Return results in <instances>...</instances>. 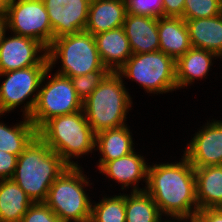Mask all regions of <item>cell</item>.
Masks as SVG:
<instances>
[{
	"label": "cell",
	"mask_w": 222,
	"mask_h": 222,
	"mask_svg": "<svg viewBox=\"0 0 222 222\" xmlns=\"http://www.w3.org/2000/svg\"><path fill=\"white\" fill-rule=\"evenodd\" d=\"M179 161L148 166L146 191L167 221L192 222L197 213L195 170L183 155Z\"/></svg>",
	"instance_id": "cell-1"
},
{
	"label": "cell",
	"mask_w": 222,
	"mask_h": 222,
	"mask_svg": "<svg viewBox=\"0 0 222 222\" xmlns=\"http://www.w3.org/2000/svg\"><path fill=\"white\" fill-rule=\"evenodd\" d=\"M68 165L38 135L18 156L11 178L32 200L45 202L54 181Z\"/></svg>",
	"instance_id": "cell-2"
},
{
	"label": "cell",
	"mask_w": 222,
	"mask_h": 222,
	"mask_svg": "<svg viewBox=\"0 0 222 222\" xmlns=\"http://www.w3.org/2000/svg\"><path fill=\"white\" fill-rule=\"evenodd\" d=\"M37 135L71 167L80 166L78 159L95 152L96 134L83 110L47 120Z\"/></svg>",
	"instance_id": "cell-3"
},
{
	"label": "cell",
	"mask_w": 222,
	"mask_h": 222,
	"mask_svg": "<svg viewBox=\"0 0 222 222\" xmlns=\"http://www.w3.org/2000/svg\"><path fill=\"white\" fill-rule=\"evenodd\" d=\"M125 83L117 72H109L83 101L86 120L95 134L126 125L133 98Z\"/></svg>",
	"instance_id": "cell-4"
},
{
	"label": "cell",
	"mask_w": 222,
	"mask_h": 222,
	"mask_svg": "<svg viewBox=\"0 0 222 222\" xmlns=\"http://www.w3.org/2000/svg\"><path fill=\"white\" fill-rule=\"evenodd\" d=\"M83 169L68 166L51 185L44 202L63 222H90L92 199L87 188L94 183Z\"/></svg>",
	"instance_id": "cell-5"
},
{
	"label": "cell",
	"mask_w": 222,
	"mask_h": 222,
	"mask_svg": "<svg viewBox=\"0 0 222 222\" xmlns=\"http://www.w3.org/2000/svg\"><path fill=\"white\" fill-rule=\"evenodd\" d=\"M47 57L51 71L69 78L107 70L98 53L94 36L86 31L54 39L47 49ZM58 62L61 66L58 70H52Z\"/></svg>",
	"instance_id": "cell-6"
},
{
	"label": "cell",
	"mask_w": 222,
	"mask_h": 222,
	"mask_svg": "<svg viewBox=\"0 0 222 222\" xmlns=\"http://www.w3.org/2000/svg\"><path fill=\"white\" fill-rule=\"evenodd\" d=\"M117 73L154 96L177 90L176 61L162 51L132 54Z\"/></svg>",
	"instance_id": "cell-7"
},
{
	"label": "cell",
	"mask_w": 222,
	"mask_h": 222,
	"mask_svg": "<svg viewBox=\"0 0 222 222\" xmlns=\"http://www.w3.org/2000/svg\"><path fill=\"white\" fill-rule=\"evenodd\" d=\"M80 110H83V102L77 96L71 79L51 72V68L48 67L41 81L38 98L29 117L30 121L38 130L53 117Z\"/></svg>",
	"instance_id": "cell-8"
},
{
	"label": "cell",
	"mask_w": 222,
	"mask_h": 222,
	"mask_svg": "<svg viewBox=\"0 0 222 222\" xmlns=\"http://www.w3.org/2000/svg\"><path fill=\"white\" fill-rule=\"evenodd\" d=\"M48 67L46 56L38 65L0 73V79L5 78L0 84V114H9L20 106L22 116L30 117Z\"/></svg>",
	"instance_id": "cell-9"
},
{
	"label": "cell",
	"mask_w": 222,
	"mask_h": 222,
	"mask_svg": "<svg viewBox=\"0 0 222 222\" xmlns=\"http://www.w3.org/2000/svg\"><path fill=\"white\" fill-rule=\"evenodd\" d=\"M3 9L8 31L32 38L48 49L53 41V32L42 0H10Z\"/></svg>",
	"instance_id": "cell-10"
},
{
	"label": "cell",
	"mask_w": 222,
	"mask_h": 222,
	"mask_svg": "<svg viewBox=\"0 0 222 222\" xmlns=\"http://www.w3.org/2000/svg\"><path fill=\"white\" fill-rule=\"evenodd\" d=\"M206 121L183 150L182 155L194 168L222 165V121L215 118Z\"/></svg>",
	"instance_id": "cell-11"
},
{
	"label": "cell",
	"mask_w": 222,
	"mask_h": 222,
	"mask_svg": "<svg viewBox=\"0 0 222 222\" xmlns=\"http://www.w3.org/2000/svg\"><path fill=\"white\" fill-rule=\"evenodd\" d=\"M9 33L0 43V73L38 65L47 56V49L40 42Z\"/></svg>",
	"instance_id": "cell-12"
},
{
	"label": "cell",
	"mask_w": 222,
	"mask_h": 222,
	"mask_svg": "<svg viewBox=\"0 0 222 222\" xmlns=\"http://www.w3.org/2000/svg\"><path fill=\"white\" fill-rule=\"evenodd\" d=\"M145 156L136 149L130 154L123 156L107 163H97L96 167L99 170L98 173L104 175L108 182L110 179L118 183L121 186V191H143L147 186L148 176V162L145 160ZM108 177V178H107ZM145 182L144 187L141 188L140 182ZM140 186V187H139Z\"/></svg>",
	"instance_id": "cell-13"
},
{
	"label": "cell",
	"mask_w": 222,
	"mask_h": 222,
	"mask_svg": "<svg viewBox=\"0 0 222 222\" xmlns=\"http://www.w3.org/2000/svg\"><path fill=\"white\" fill-rule=\"evenodd\" d=\"M47 10L53 40L85 31L91 0H42Z\"/></svg>",
	"instance_id": "cell-14"
},
{
	"label": "cell",
	"mask_w": 222,
	"mask_h": 222,
	"mask_svg": "<svg viewBox=\"0 0 222 222\" xmlns=\"http://www.w3.org/2000/svg\"><path fill=\"white\" fill-rule=\"evenodd\" d=\"M123 28L132 54L159 51L158 18L126 13Z\"/></svg>",
	"instance_id": "cell-15"
},
{
	"label": "cell",
	"mask_w": 222,
	"mask_h": 222,
	"mask_svg": "<svg viewBox=\"0 0 222 222\" xmlns=\"http://www.w3.org/2000/svg\"><path fill=\"white\" fill-rule=\"evenodd\" d=\"M216 59L219 61L221 58L204 49L191 47L176 61L177 90L193 85L195 80L207 79Z\"/></svg>",
	"instance_id": "cell-16"
},
{
	"label": "cell",
	"mask_w": 222,
	"mask_h": 222,
	"mask_svg": "<svg viewBox=\"0 0 222 222\" xmlns=\"http://www.w3.org/2000/svg\"><path fill=\"white\" fill-rule=\"evenodd\" d=\"M100 58L109 72H117L132 56L122 27L94 35Z\"/></svg>",
	"instance_id": "cell-17"
},
{
	"label": "cell",
	"mask_w": 222,
	"mask_h": 222,
	"mask_svg": "<svg viewBox=\"0 0 222 222\" xmlns=\"http://www.w3.org/2000/svg\"><path fill=\"white\" fill-rule=\"evenodd\" d=\"M125 16L124 0H91L85 31L94 36L122 27Z\"/></svg>",
	"instance_id": "cell-18"
},
{
	"label": "cell",
	"mask_w": 222,
	"mask_h": 222,
	"mask_svg": "<svg viewBox=\"0 0 222 222\" xmlns=\"http://www.w3.org/2000/svg\"><path fill=\"white\" fill-rule=\"evenodd\" d=\"M159 51L175 61L182 57L192 46L185 20L181 17L158 18Z\"/></svg>",
	"instance_id": "cell-19"
},
{
	"label": "cell",
	"mask_w": 222,
	"mask_h": 222,
	"mask_svg": "<svg viewBox=\"0 0 222 222\" xmlns=\"http://www.w3.org/2000/svg\"><path fill=\"white\" fill-rule=\"evenodd\" d=\"M191 46L212 52L222 61V13L208 18L185 20Z\"/></svg>",
	"instance_id": "cell-20"
},
{
	"label": "cell",
	"mask_w": 222,
	"mask_h": 222,
	"mask_svg": "<svg viewBox=\"0 0 222 222\" xmlns=\"http://www.w3.org/2000/svg\"><path fill=\"white\" fill-rule=\"evenodd\" d=\"M129 124L101 131L95 135V151L100 158L97 163H107L134 151L133 133Z\"/></svg>",
	"instance_id": "cell-21"
},
{
	"label": "cell",
	"mask_w": 222,
	"mask_h": 222,
	"mask_svg": "<svg viewBox=\"0 0 222 222\" xmlns=\"http://www.w3.org/2000/svg\"><path fill=\"white\" fill-rule=\"evenodd\" d=\"M194 170L198 209L222 208V165Z\"/></svg>",
	"instance_id": "cell-22"
},
{
	"label": "cell",
	"mask_w": 222,
	"mask_h": 222,
	"mask_svg": "<svg viewBox=\"0 0 222 222\" xmlns=\"http://www.w3.org/2000/svg\"><path fill=\"white\" fill-rule=\"evenodd\" d=\"M32 204L25 191L12 179L0 180V222H21Z\"/></svg>",
	"instance_id": "cell-23"
},
{
	"label": "cell",
	"mask_w": 222,
	"mask_h": 222,
	"mask_svg": "<svg viewBox=\"0 0 222 222\" xmlns=\"http://www.w3.org/2000/svg\"><path fill=\"white\" fill-rule=\"evenodd\" d=\"M6 114H0L5 116ZM19 122L8 126L0 119V150L19 156L37 136V129L29 117L22 116Z\"/></svg>",
	"instance_id": "cell-24"
},
{
	"label": "cell",
	"mask_w": 222,
	"mask_h": 222,
	"mask_svg": "<svg viewBox=\"0 0 222 222\" xmlns=\"http://www.w3.org/2000/svg\"><path fill=\"white\" fill-rule=\"evenodd\" d=\"M157 204L146 191L125 193V222H166Z\"/></svg>",
	"instance_id": "cell-25"
},
{
	"label": "cell",
	"mask_w": 222,
	"mask_h": 222,
	"mask_svg": "<svg viewBox=\"0 0 222 222\" xmlns=\"http://www.w3.org/2000/svg\"><path fill=\"white\" fill-rule=\"evenodd\" d=\"M125 192L92 201L90 222H125Z\"/></svg>",
	"instance_id": "cell-26"
},
{
	"label": "cell",
	"mask_w": 222,
	"mask_h": 222,
	"mask_svg": "<svg viewBox=\"0 0 222 222\" xmlns=\"http://www.w3.org/2000/svg\"><path fill=\"white\" fill-rule=\"evenodd\" d=\"M222 13V0H185L183 19L208 18Z\"/></svg>",
	"instance_id": "cell-27"
},
{
	"label": "cell",
	"mask_w": 222,
	"mask_h": 222,
	"mask_svg": "<svg viewBox=\"0 0 222 222\" xmlns=\"http://www.w3.org/2000/svg\"><path fill=\"white\" fill-rule=\"evenodd\" d=\"M108 73V70H98L70 78L77 96L82 102L91 95Z\"/></svg>",
	"instance_id": "cell-28"
},
{
	"label": "cell",
	"mask_w": 222,
	"mask_h": 222,
	"mask_svg": "<svg viewBox=\"0 0 222 222\" xmlns=\"http://www.w3.org/2000/svg\"><path fill=\"white\" fill-rule=\"evenodd\" d=\"M126 13L154 18L164 17L163 0H124Z\"/></svg>",
	"instance_id": "cell-29"
},
{
	"label": "cell",
	"mask_w": 222,
	"mask_h": 222,
	"mask_svg": "<svg viewBox=\"0 0 222 222\" xmlns=\"http://www.w3.org/2000/svg\"><path fill=\"white\" fill-rule=\"evenodd\" d=\"M21 222H63L44 202L33 203Z\"/></svg>",
	"instance_id": "cell-30"
},
{
	"label": "cell",
	"mask_w": 222,
	"mask_h": 222,
	"mask_svg": "<svg viewBox=\"0 0 222 222\" xmlns=\"http://www.w3.org/2000/svg\"><path fill=\"white\" fill-rule=\"evenodd\" d=\"M18 156L0 150V180L11 179L15 172Z\"/></svg>",
	"instance_id": "cell-31"
},
{
	"label": "cell",
	"mask_w": 222,
	"mask_h": 222,
	"mask_svg": "<svg viewBox=\"0 0 222 222\" xmlns=\"http://www.w3.org/2000/svg\"><path fill=\"white\" fill-rule=\"evenodd\" d=\"M192 222H222V208L198 210Z\"/></svg>",
	"instance_id": "cell-32"
},
{
	"label": "cell",
	"mask_w": 222,
	"mask_h": 222,
	"mask_svg": "<svg viewBox=\"0 0 222 222\" xmlns=\"http://www.w3.org/2000/svg\"><path fill=\"white\" fill-rule=\"evenodd\" d=\"M185 0H163L164 17L183 18Z\"/></svg>",
	"instance_id": "cell-33"
},
{
	"label": "cell",
	"mask_w": 222,
	"mask_h": 222,
	"mask_svg": "<svg viewBox=\"0 0 222 222\" xmlns=\"http://www.w3.org/2000/svg\"><path fill=\"white\" fill-rule=\"evenodd\" d=\"M8 32V20L3 8H0V43Z\"/></svg>",
	"instance_id": "cell-34"
},
{
	"label": "cell",
	"mask_w": 222,
	"mask_h": 222,
	"mask_svg": "<svg viewBox=\"0 0 222 222\" xmlns=\"http://www.w3.org/2000/svg\"><path fill=\"white\" fill-rule=\"evenodd\" d=\"M10 0H0V8H3Z\"/></svg>",
	"instance_id": "cell-35"
},
{
	"label": "cell",
	"mask_w": 222,
	"mask_h": 222,
	"mask_svg": "<svg viewBox=\"0 0 222 222\" xmlns=\"http://www.w3.org/2000/svg\"><path fill=\"white\" fill-rule=\"evenodd\" d=\"M166 222H183V221H166ZM187 222V221H184Z\"/></svg>",
	"instance_id": "cell-36"
}]
</instances>
